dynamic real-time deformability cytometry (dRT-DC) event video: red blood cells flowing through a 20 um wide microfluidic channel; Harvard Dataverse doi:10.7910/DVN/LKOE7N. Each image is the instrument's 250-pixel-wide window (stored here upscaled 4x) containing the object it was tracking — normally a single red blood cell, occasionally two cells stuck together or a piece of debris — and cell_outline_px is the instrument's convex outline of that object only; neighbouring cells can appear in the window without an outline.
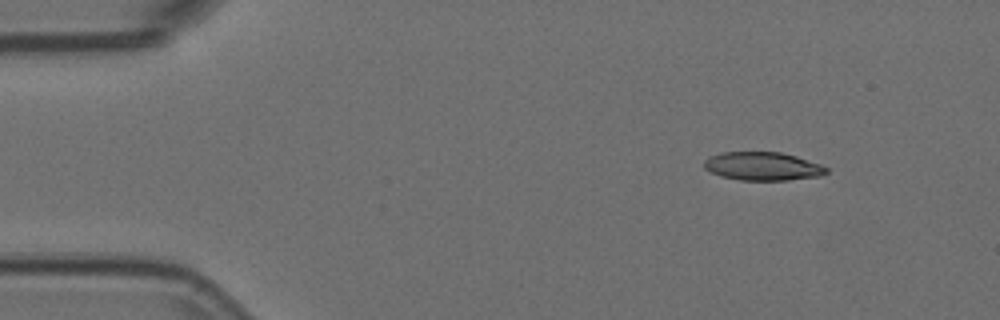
{"species": "Egyptian fruit bat (a non-hibernating species)", "species_latin": "Rousettus aegyptiacus", "temperature_condition": "room temperature", "stored_images_in_passage": 49, "camera_frame_rate_fps": 3000, "um_per_image_px": 0.085, "animal": {"sex": "female"}, "frame": {"image": 1, "passage_image": 1, "time_ms": 0.0, "image_size_px": [1000, 320], "cell_outline_px": [[828, 172], [820, 176], [788, 180], [740, 180], [720, 176], [704, 168], [704, 160], [720, 152], [780, 152], [796, 156], [820, 164], [828, 168]], "centroid_in_image_um": [64.83, 14.13], "position_along_channel_um": 20.2, "area_um2": 20.17}}
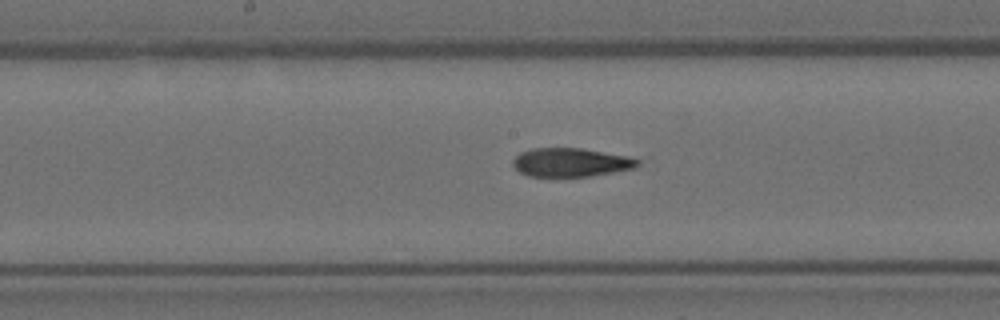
{"frame": {"image": 2, "passage_image": 22, "time_ms": 7.0, "image_size_px": [1000, 320], "cell_outline_px": [[640, 164], [636, 168], [592, 176], [528, 176], [520, 172], [512, 164], [512, 160], [520, 152], [532, 148], [584, 148], [628, 156], [640, 160]], "centroid_in_image_um": [48.55, 13.79], "position_along_channel_um": 199.7, "area_um2": 20.98}}
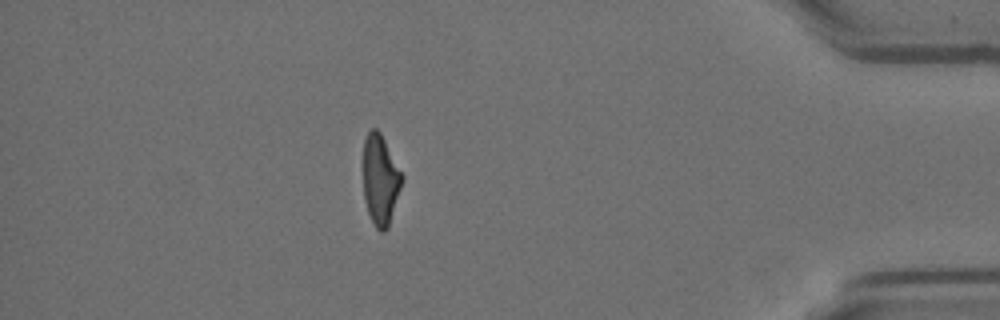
{"frame": {"image": 3, "passage_image": 42, "time_ms": 13.667, "image_size_px": [1000, 320], "cell_outline_px": [[404, 180], [388, 228], [384, 232], [380, 232], [376, 228], [368, 212], [364, 200], [364, 140], [368, 132], [372, 128], [376, 128], [380, 132], [404, 176]], "centroid_in_image_um": [32.35, 15.3], "position_along_channel_um": 402.8, "area_um2": 20.4}, "authors_computed_cell_mechanics": {"area_um2": 21.4438, "velocity_mm_per_s": 3.7408, "shape_relaxation_time_tau1_ms": null, "shape_relaxation_time_tau2_ms": 4.1542, "deformation_change_tau1": null, "deformation_change_tau2": 0.1313}}